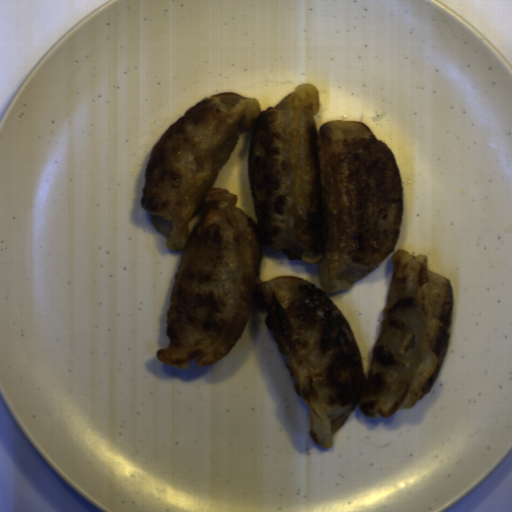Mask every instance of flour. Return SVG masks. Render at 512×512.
Returning a JSON list of instances; mask_svg holds the SVG:
<instances>
[{"mask_svg": "<svg viewBox=\"0 0 512 512\" xmlns=\"http://www.w3.org/2000/svg\"><path fill=\"white\" fill-rule=\"evenodd\" d=\"M318 87L301 83L273 108L220 93L189 108L157 140L140 205L181 252L167 309L164 364L207 366L228 356L251 307L265 312L312 441L333 448L354 409L390 418L427 396L454 317L453 284L427 255L397 249L365 378L361 350L329 293L351 288L397 245L403 185L390 146L360 121L319 129ZM253 133L250 182L259 224L215 180L240 136ZM317 263L322 290L301 277L261 282L262 249Z\"/></svg>", "mask_w": 512, "mask_h": 512, "instance_id": "c2a2500e", "label": "flour"}]
</instances>
